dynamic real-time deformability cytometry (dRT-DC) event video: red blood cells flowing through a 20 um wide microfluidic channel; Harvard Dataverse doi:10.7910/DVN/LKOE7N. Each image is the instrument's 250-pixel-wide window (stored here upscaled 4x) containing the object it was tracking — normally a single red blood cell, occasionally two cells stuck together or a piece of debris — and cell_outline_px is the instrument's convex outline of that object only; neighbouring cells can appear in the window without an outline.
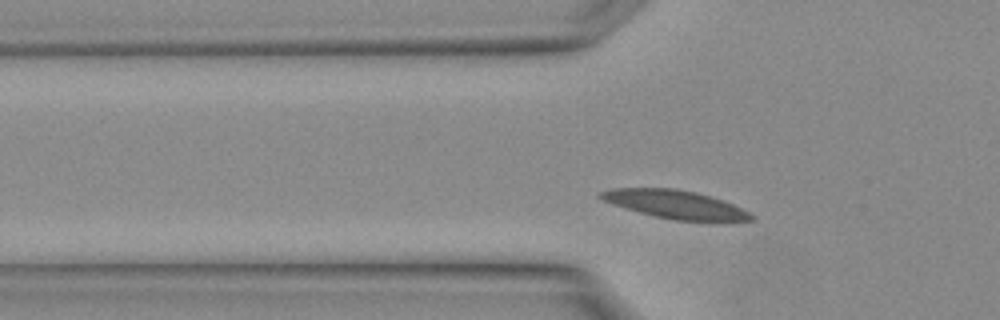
{"species": "Egyptian fruit bat (a non-hibernating species)", "species_latin": "Rousettus aegyptiacus", "temperature_condition": "warm", "stored_images_in_passage": 4, "segment_of_instrument_passage": [2, 2], "camera_frame_rate_fps": 3000, "um_per_image_px": 0.085, "animal": {"sex": "female"}, "frame": {"image": 1, "passage_image": 4, "time_ms": 1.0, "image_size_px": [1000, 320], "cell_outline_px": [[756, 220], [724, 224], [672, 220], [624, 208], [612, 204], [596, 196], [600, 192], [612, 188], [676, 188], [696, 192], [732, 204], [756, 216]], "centroid_in_image_um": [57.51, 17.43], "position_along_channel_um": 68.3, "area_um2": 25.55}}